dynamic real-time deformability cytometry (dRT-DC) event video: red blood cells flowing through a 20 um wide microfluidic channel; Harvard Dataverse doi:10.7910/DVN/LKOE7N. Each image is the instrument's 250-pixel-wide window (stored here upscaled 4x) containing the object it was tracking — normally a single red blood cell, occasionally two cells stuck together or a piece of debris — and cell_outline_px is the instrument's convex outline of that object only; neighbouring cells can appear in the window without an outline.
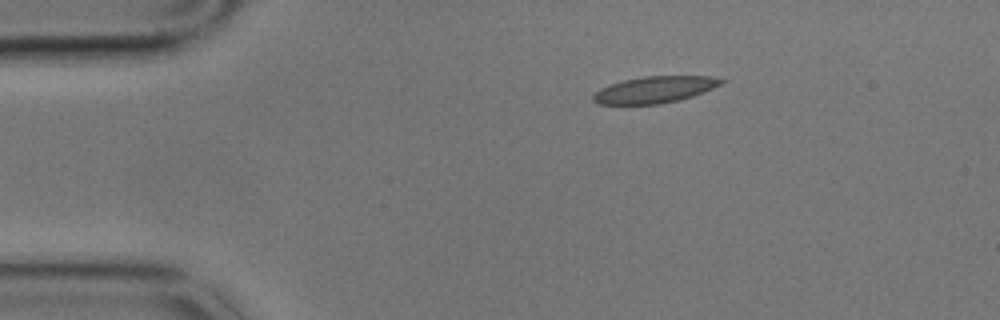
{"species": "common noctule bat (a hibernating species)", "species_latin": "Nyctalus noctula", "temperature_condition": "cold", "stored_images_in_passage": 41, "camera_frame_rate_fps": 3000, "um_per_image_px": 0.085, "animal": {"sex": "male", "body_mass_g": 17.9}, "frame": {"image": 1, "passage_image": 1, "time_ms": 0.0, "image_size_px": [1000, 320], "cell_outline_px": [[728, 80], [712, 88], [692, 96], [680, 100], [660, 104], [596, 104], [592, 100], [592, 96], [600, 88], [624, 80], [644, 76], [712, 76]], "centroid_in_image_um": [55.65, 7.62], "position_along_channel_um": 29.4, "area_um2": 19.77}}
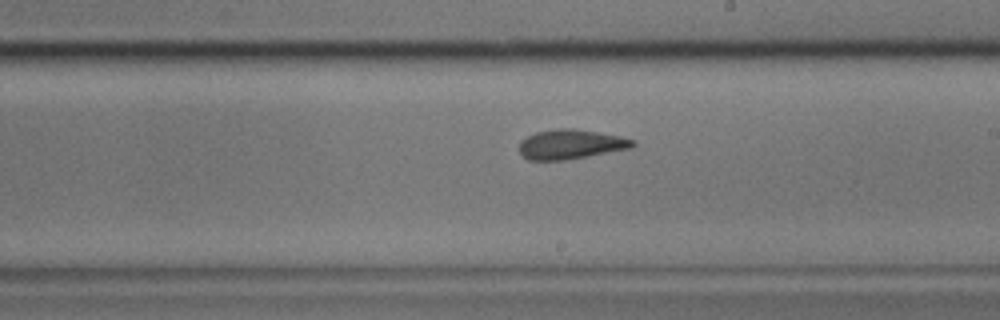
{"frame": {"image": 2, "passage_image": 24, "time_ms": 7.667, "image_size_px": [1000, 320], "cell_outline_px": [[636, 144], [632, 148], [588, 156], [564, 160], [528, 160], [520, 152], [520, 140], [536, 132], [556, 128], [572, 128], [620, 136], [636, 140]], "centroid_in_image_um": [48.53, 12.26], "position_along_channel_um": 240.5, "area_um2": 19.54}}
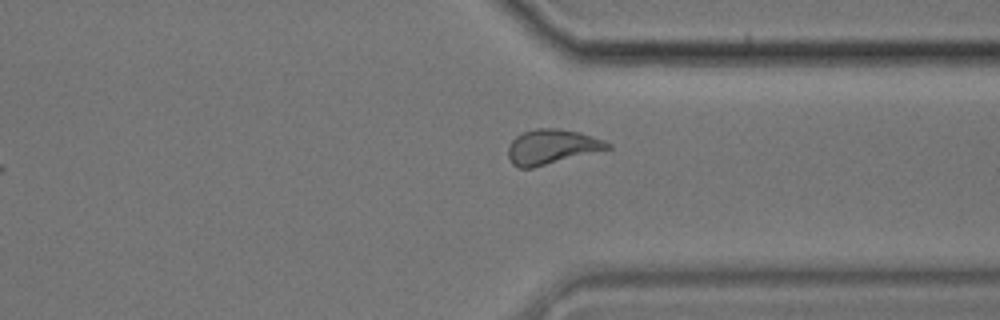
{"frame": {"image": 3, "passage_image": 35, "time_ms": 11.333, "image_size_px": [1000, 320], "cell_outline_px": [[612, 148], [532, 168], [520, 168], [512, 164], [508, 156], [508, 148], [512, 140], [516, 136], [524, 132], [536, 128], [556, 128], [580, 132], [604, 140], [612, 144]], "centroid_in_image_um": [46.91, 12.47], "position_along_channel_um": 364.5, "area_um2": 20.11}, "authors_computed_cell_mechanics": {"area_um2": 19.9988, "velocity_mm_per_s": 3.3827, "shape_relaxation_time_tau1_ms": 5.2371, "shape_relaxation_time_tau2_ms": 2.0226, "deformation_change_tau1": 0.1323, "deformation_change_tau2": 0.073}}